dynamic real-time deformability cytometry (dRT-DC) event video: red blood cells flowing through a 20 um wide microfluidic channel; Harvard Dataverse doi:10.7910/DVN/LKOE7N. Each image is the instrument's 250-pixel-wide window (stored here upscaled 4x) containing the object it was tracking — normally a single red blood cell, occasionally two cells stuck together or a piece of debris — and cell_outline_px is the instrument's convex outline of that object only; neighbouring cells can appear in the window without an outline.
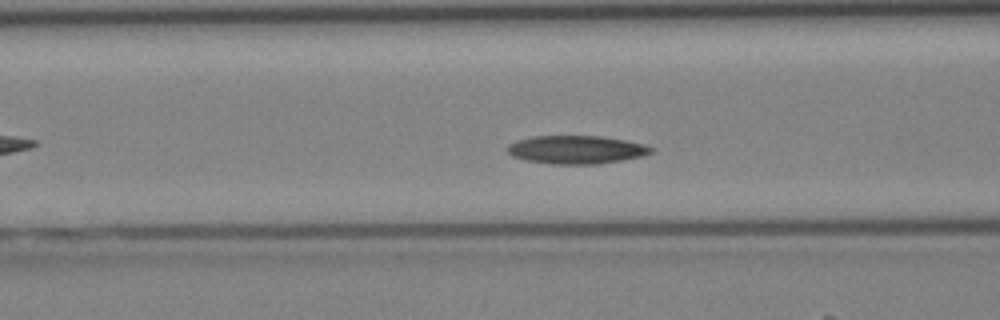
{"species": "Egyptian fruit bat (a non-hibernating species)", "species_latin": "Rousettus aegyptiacus", "temperature_condition": "cold", "stored_images_in_passage": 29, "camera_frame_rate_fps": 3000, "um_per_image_px": 0.085, "animal": {"sex": "female"}, "frame": {"image": 1, "passage_image": 4, "time_ms": 1.0, "image_size_px": [1000, 320], "cell_outline_px": [[656, 148], [652, 152], [644, 156], [596, 164], [552, 164], [524, 160], [512, 156], [508, 152], [508, 144], [516, 140], [532, 136], [600, 136], [624, 140], [644, 144]], "centroid_in_image_um": [48.98, 12.72], "position_along_channel_um": 117.6, "area_um2": 23.7}}
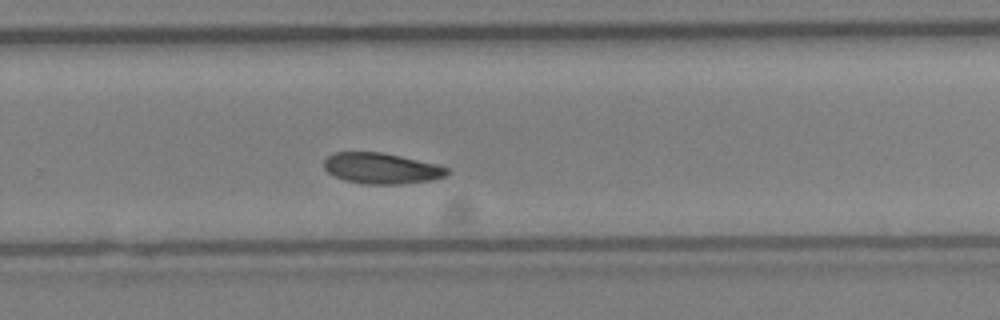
{"frame": {"image": 2, "passage_image": 15, "time_ms": 4.667, "image_size_px": [1000, 320], "cell_outline_px": [[452, 172], [436, 180], [400, 184], [364, 184], [344, 180], [328, 172], [324, 168], [324, 160], [332, 152], [380, 152], [400, 156], [436, 164], [448, 168]], "centroid_in_image_um": [32.44, 14.31], "position_along_channel_um": 297.4, "area_um2": 22.2}}
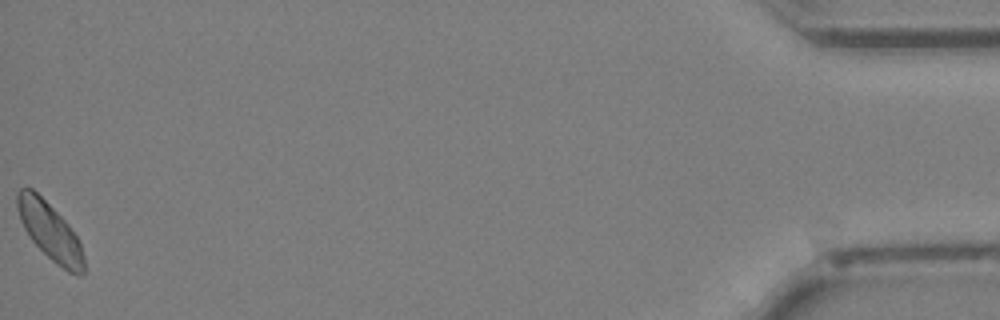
{"frame": {"image": 3, "passage_image": 29, "time_ms": 9.333, "image_size_px": [1000, 320], "cell_outline_px": [[84, 276], [76, 276], [68, 272], [56, 264], [28, 236], [20, 220], [16, 208], [16, 192], [20, 188], [32, 188], [68, 224], [76, 236], [80, 244], [84, 256]], "centroid_in_image_um": [4.23, 19.69], "position_along_channel_um": 431.0, "area_um2": 22.14}}